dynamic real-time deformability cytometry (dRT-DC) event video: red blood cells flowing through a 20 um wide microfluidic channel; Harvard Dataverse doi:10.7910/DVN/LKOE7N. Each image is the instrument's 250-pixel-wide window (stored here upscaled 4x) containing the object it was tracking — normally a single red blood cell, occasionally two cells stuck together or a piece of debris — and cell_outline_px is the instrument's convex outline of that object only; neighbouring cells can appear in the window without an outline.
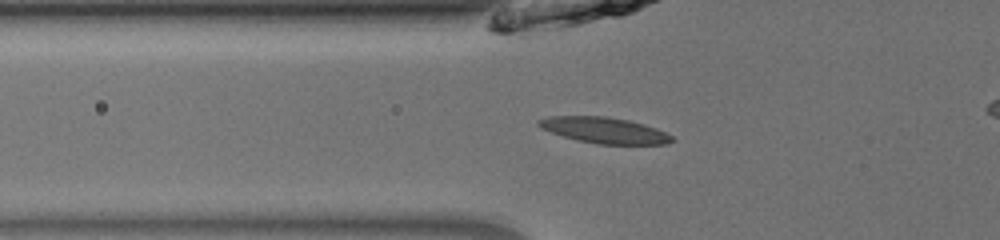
{"species": "common noctule bat (a hibernating species)", "species_latin": "Nyctalus noctula", "temperature_condition": "room temperature", "stored_images_in_passage": 50, "camera_frame_rate_fps": 3000, "um_per_image_px": 0.085, "animal": {"sex": "male", "body_mass_g": 13.0, "forearm_length_mm": 53.1}, "frame": {"image": 1, "passage_image": 21, "time_ms": 6.667, "image_size_px": [1000, 240], "cell_outline_px": [[676, 140], [668, 144], [596, 144], [576, 140], [540, 128], [536, 124], [536, 120], [548, 116], [604, 116], [628, 120], [644, 124], [656, 128], [672, 136]], "centroid_in_image_um": [51.36, 11.07], "position_along_channel_um": 74.4, "area_um2": 20.23}}
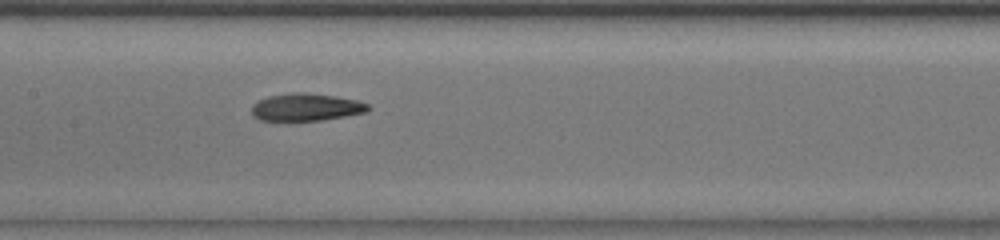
{"frame": {"image": 2, "passage_image": 29, "time_ms": 9.333, "image_size_px": [1000, 240], "cell_outline_px": [[372, 108], [368, 112], [320, 120], [260, 120], [252, 116], [252, 104], [256, 100], [268, 96], [292, 92], [304, 92], [336, 96], [356, 100], [368, 104]], "centroid_in_image_um": [26.0, 9.1], "position_along_channel_um": 181.4, "area_um2": 18.73}}
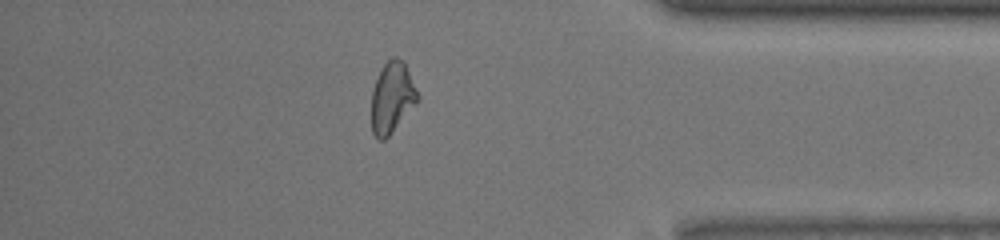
{"frame": {"image": 3, "passage_image": 47, "time_ms": 15.333, "image_size_px": [1000, 240], "cell_outline_px": [[420, 100], [388, 136], [384, 140], [380, 140], [372, 132], [372, 92], [380, 68], [392, 56], [396, 56], [404, 60], [420, 96]], "centroid_in_image_um": [33.35, 8.24], "position_along_channel_um": 401.8, "area_um2": 19.19}}